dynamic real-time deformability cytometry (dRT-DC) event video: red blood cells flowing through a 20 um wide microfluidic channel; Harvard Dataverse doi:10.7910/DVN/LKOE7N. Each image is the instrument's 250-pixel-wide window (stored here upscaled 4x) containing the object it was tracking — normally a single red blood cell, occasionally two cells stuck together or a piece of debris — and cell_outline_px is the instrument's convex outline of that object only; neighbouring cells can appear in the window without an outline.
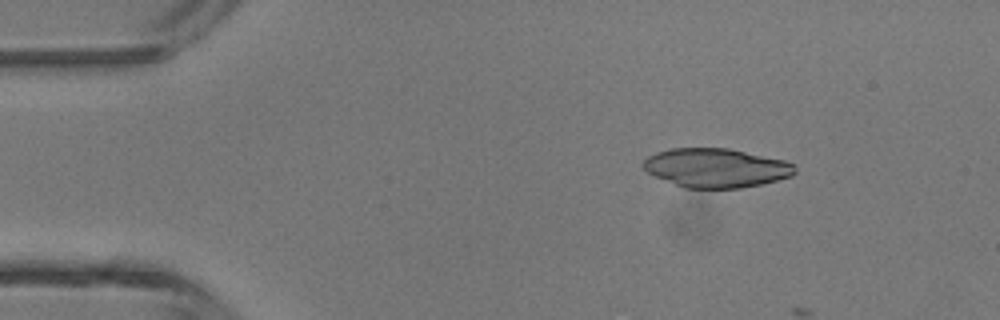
{"species": "common noctule bat (a hibernating species)", "species_latin": "Nyctalus noctula", "temperature_condition": "room temperature", "stored_images_in_passage": 3, "camera_frame_rate_fps": 3000, "um_per_image_px": 0.085, "animal": {"sex": "male", "body_mass_g": 13.3}, "frame": {"image": 1, "passage_image": 1, "time_ms": 0.0, "image_size_px": [1000, 320], "cell_outline_px": [[796, 172], [792, 176], [760, 184], [740, 188], [684, 188], [656, 176], [648, 172], [640, 164], [648, 156], [656, 152], [672, 148], [728, 148], [784, 160], [796, 164]], "centroid_in_image_um": [60.87, 14.26], "position_along_channel_um": 24.1, "area_um2": 34.45}}